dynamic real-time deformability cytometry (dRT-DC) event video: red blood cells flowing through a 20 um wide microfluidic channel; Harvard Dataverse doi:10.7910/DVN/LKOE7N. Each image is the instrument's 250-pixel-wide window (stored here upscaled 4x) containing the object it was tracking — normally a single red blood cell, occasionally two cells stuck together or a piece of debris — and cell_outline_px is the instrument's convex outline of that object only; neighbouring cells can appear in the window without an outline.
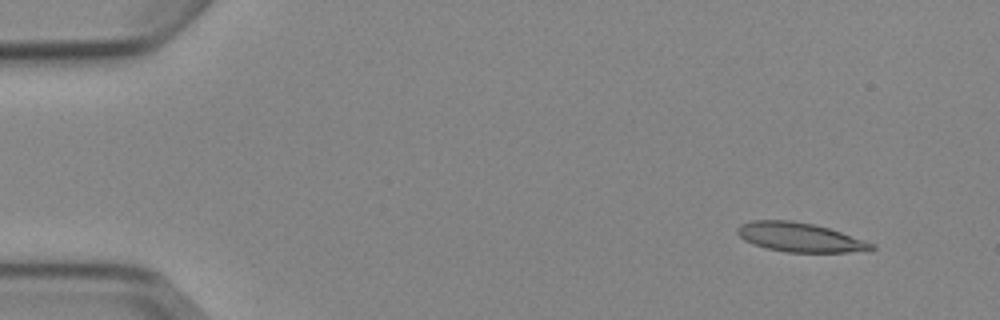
{"species": "Egyptian fruit bat (a non-hibernating species)", "species_latin": "Rousettus aegyptiacus", "temperature_condition": "cold", "stored_images_in_passage": 6, "camera_frame_rate_fps": 3000, "um_per_image_px": 0.085, "animal": {"sex": "female"}, "frame": {"image": 1, "passage_image": 2, "time_ms": 1.333, "image_size_px": [1000, 320], "cell_outline_px": [[876, 248], [872, 252], [788, 252], [764, 248], [752, 244], [744, 240], [736, 232], [736, 228], [740, 224], [752, 220], [792, 220], [812, 224], [828, 228], [876, 244]], "centroid_in_image_um": [68.01, 20.18], "position_along_channel_um": 17.0, "area_um2": 23.06}}
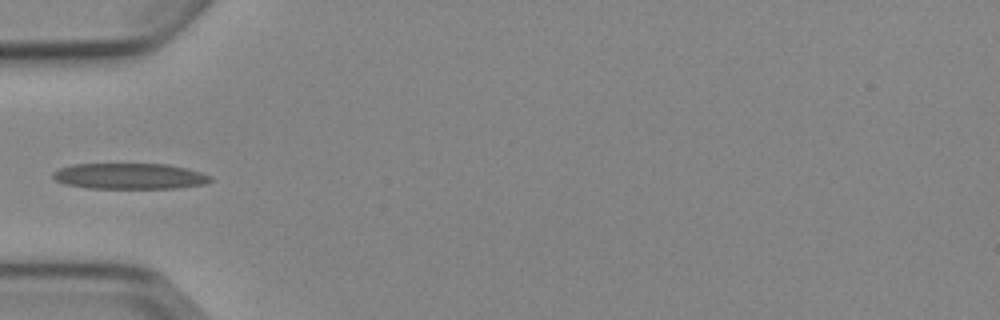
{"frame": {"image": 2, "passage_image": 5, "time_ms": 5.667, "image_size_px": [1000, 320], "cell_outline_px": [[212, 180], [204, 184], [176, 188], [88, 188], [64, 184], [56, 180], [52, 176], [52, 172], [60, 168], [72, 164], [168, 164], [200, 172], [212, 176]], "centroid_in_image_um": [11.0, 14.97], "position_along_channel_um": 74.0, "area_um2": 23.7}}
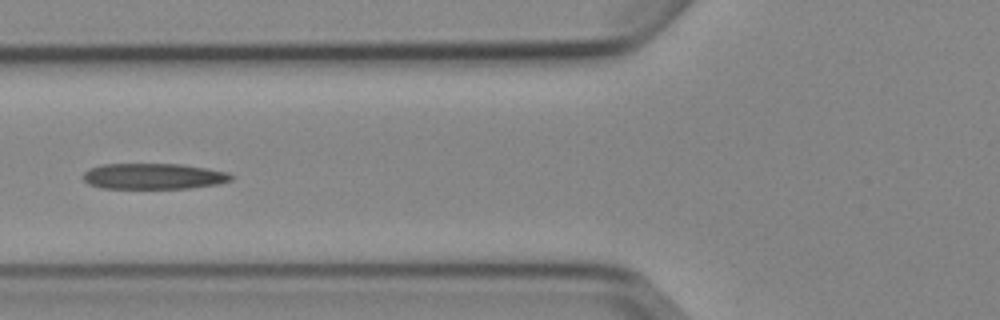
{"frame": {"image": 3, "passage_image": 6, "time_ms": 6.667, "image_size_px": [1000, 320], "cell_outline_px": [[236, 176], [232, 180], [220, 184], [188, 188], [100, 188], [88, 184], [84, 180], [84, 172], [88, 168], [100, 164], [180, 164], [228, 172]], "centroid_in_image_um": [13.06, 14.98], "position_along_channel_um": 112.7, "area_um2": 22.43}}